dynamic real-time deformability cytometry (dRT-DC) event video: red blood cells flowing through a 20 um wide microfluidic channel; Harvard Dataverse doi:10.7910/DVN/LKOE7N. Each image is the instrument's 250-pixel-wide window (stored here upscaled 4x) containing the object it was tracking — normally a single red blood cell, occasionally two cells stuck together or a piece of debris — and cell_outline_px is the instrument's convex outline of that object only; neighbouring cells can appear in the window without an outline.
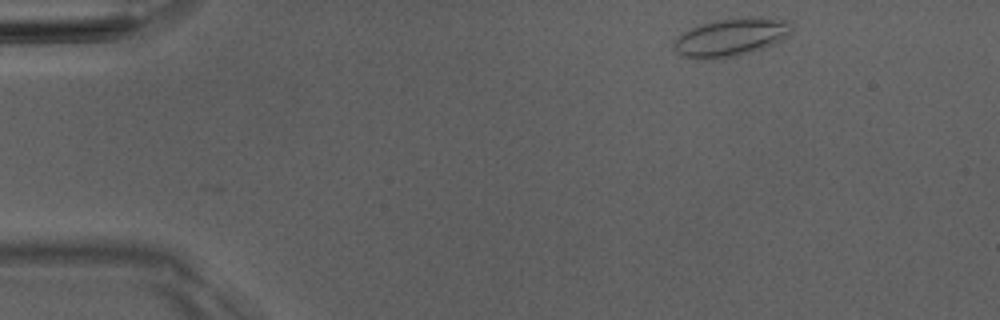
{"species": "Egyptian fruit bat (a non-hibernating species)", "species_latin": "Rousettus aegyptiacus", "temperature_condition": "room temperature", "stored_images_in_passage": 4, "camera_frame_rate_fps": 3000, "um_per_image_px": 0.085, "animal": {"sex": "male"}, "frame": {"image": 1, "passage_image": 1, "time_ms": 0.0, "image_size_px": [1000, 320], "cell_outline_px": [[792, 32], [780, 40], [772, 44], [752, 52], [724, 60], [708, 60], [684, 56], [676, 52], [672, 44], [676, 36], [692, 28], [704, 24], [720, 20], [760, 16], [792, 20]], "centroid_in_image_um": [62.16, 3.18], "position_along_channel_um": 22.8, "area_um2": 26.3}}